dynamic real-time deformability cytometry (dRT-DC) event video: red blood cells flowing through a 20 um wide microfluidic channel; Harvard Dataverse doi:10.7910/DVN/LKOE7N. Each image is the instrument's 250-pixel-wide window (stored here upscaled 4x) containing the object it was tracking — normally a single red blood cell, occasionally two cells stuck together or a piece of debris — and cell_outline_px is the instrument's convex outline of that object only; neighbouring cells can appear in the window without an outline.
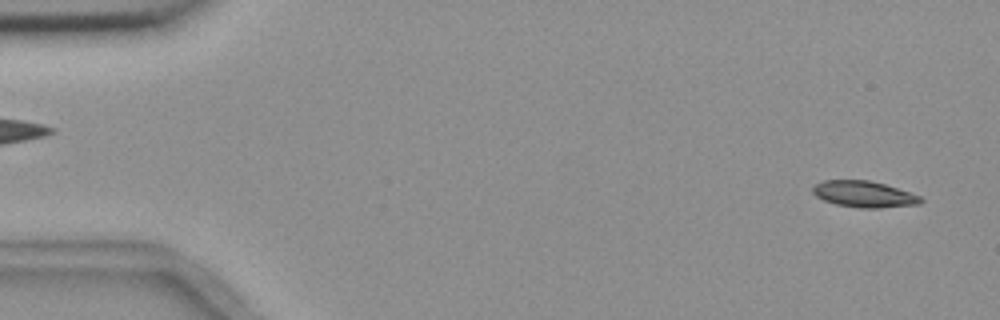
{"species": "common noctule bat (a hibernating species)", "species_latin": "Nyctalus noctula", "temperature_condition": "room temperature", "stored_images_in_passage": 3, "segment_of_instrument_passage": [2, 2], "camera_frame_rate_fps": 3000, "um_per_image_px": 0.085, "animal": {"sex": "female", "body_mass_g": 18.4}, "frame": {"image": 1, "passage_image": 3, "time_ms": 3.333, "image_size_px": [1000, 320], "cell_outline_px": [[924, 200], [920, 204], [880, 208], [860, 208], [836, 204], [824, 200], [816, 196], [812, 192], [812, 188], [816, 184], [824, 180], [868, 180], [884, 184], [920, 196]], "centroid_in_image_um": [73.43, 16.51], "position_along_channel_um": 11.6, "area_um2": 16.42}}